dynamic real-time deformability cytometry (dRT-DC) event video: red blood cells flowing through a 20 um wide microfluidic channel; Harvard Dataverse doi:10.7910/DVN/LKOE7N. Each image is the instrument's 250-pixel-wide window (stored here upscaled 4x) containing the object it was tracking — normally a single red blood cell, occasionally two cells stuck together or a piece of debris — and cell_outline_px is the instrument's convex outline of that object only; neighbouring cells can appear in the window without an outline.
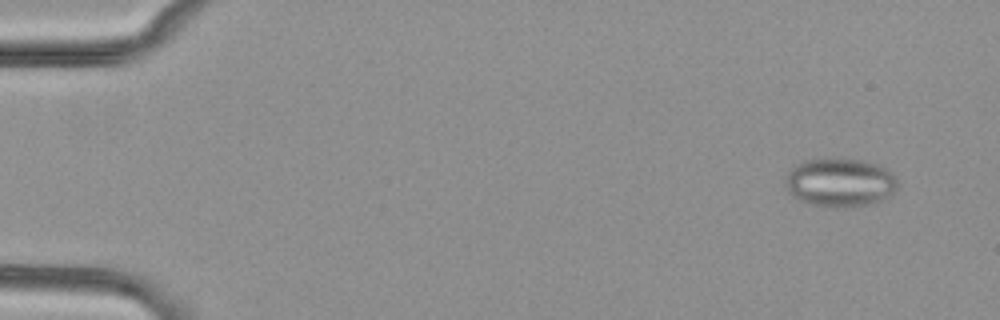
{"species": "common noctule bat (a hibernating species)", "species_latin": "Nyctalus noctula", "temperature_condition": "cold", "stored_images_in_passage": 6, "camera_frame_rate_fps": 3000, "um_per_image_px": 0.085, "animal": {"sex": "female", "body_mass_g": 29.2, "forearm_length_mm": 56.3}, "frame": {"image": 1, "passage_image": 1, "time_ms": 0.0, "image_size_px": [1000, 320], "cell_outline_px": [[896, 188], [892, 196], [880, 200], [864, 204], [808, 204], [792, 196], [788, 192], [784, 180], [788, 172], [792, 168], [804, 160], [836, 156], [864, 160], [876, 164], [884, 168], [896, 180]], "centroid_in_image_um": [71.35, 15.43], "position_along_channel_um": 13.7, "area_um2": 31.27}}